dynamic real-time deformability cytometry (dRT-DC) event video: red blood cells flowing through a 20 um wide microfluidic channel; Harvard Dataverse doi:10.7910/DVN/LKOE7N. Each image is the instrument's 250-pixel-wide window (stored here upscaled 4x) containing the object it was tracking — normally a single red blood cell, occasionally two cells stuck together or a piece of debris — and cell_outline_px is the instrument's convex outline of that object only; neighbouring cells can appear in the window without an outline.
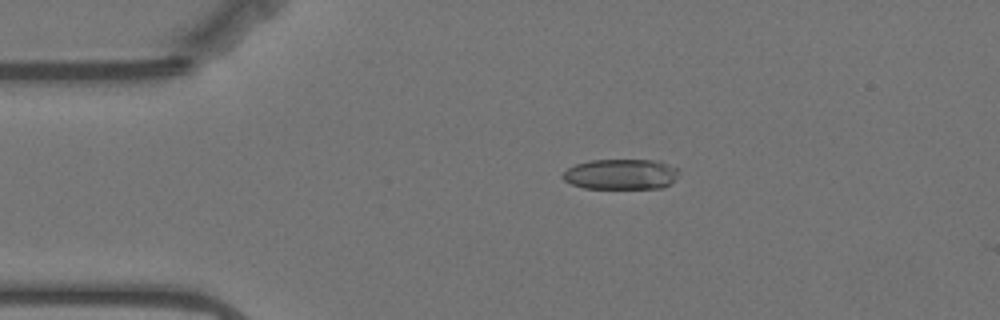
{"species": "Egyptian fruit bat (a non-hibernating species)", "species_latin": "Rousettus aegyptiacus", "temperature_condition": "warm", "stored_images_in_passage": 57, "camera_frame_rate_fps": 3000, "um_per_image_px": 0.085, "animal": {"sex": "female"}, "frame": {"image": 1, "passage_image": 11, "time_ms": 3.333, "image_size_px": [1000, 320], "cell_outline_px": [[680, 168], [676, 176], [664, 188], [584, 188], [572, 184], [564, 180], [560, 176], [568, 168], [576, 164], [592, 160], [660, 160]], "centroid_in_image_um": [52.79, 14.8], "position_along_channel_um": 32.2, "area_um2": 20.63}}
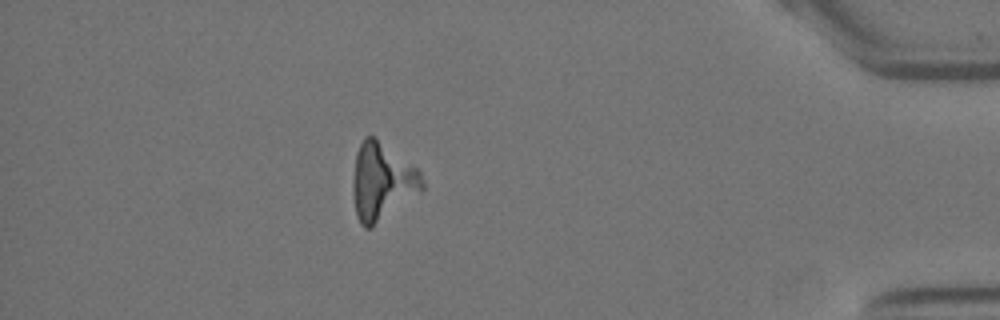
{"frame": {"image": 2, "passage_image": 50, "time_ms": 16.333, "image_size_px": [1000, 320], "cell_outline_px": [[424, 188], [420, 192], [372, 228], [364, 228], [360, 224], [356, 216], [352, 192], [352, 180], [356, 152], [364, 136], [376, 136], [416, 168], [420, 172], [424, 180]], "centroid_in_image_um": [32.44, 15.44], "position_along_channel_um": 402.8, "area_um2": 31.44}}